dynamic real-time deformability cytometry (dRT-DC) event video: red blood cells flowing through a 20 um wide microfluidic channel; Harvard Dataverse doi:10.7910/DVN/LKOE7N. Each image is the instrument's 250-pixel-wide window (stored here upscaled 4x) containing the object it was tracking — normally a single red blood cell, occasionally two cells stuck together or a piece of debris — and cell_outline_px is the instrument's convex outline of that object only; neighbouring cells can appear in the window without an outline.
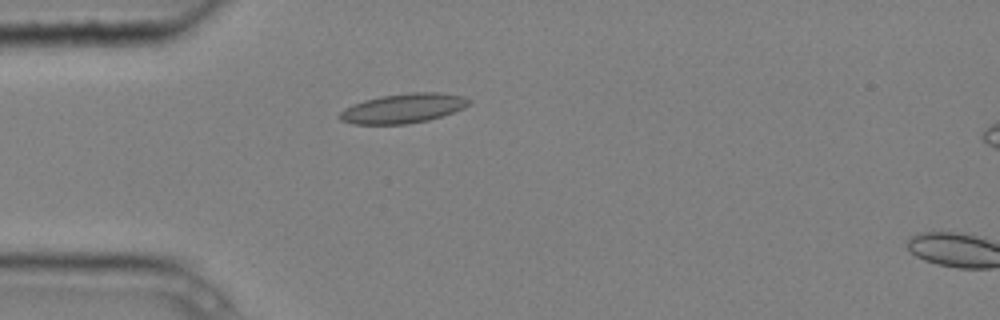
{"species": "common noctule bat (a hibernating species)", "species_latin": "Nyctalus noctula", "temperature_condition": "cold", "stored_images_in_passage": 5, "camera_frame_rate_fps": 3000, "um_per_image_px": 0.085, "animal": {"sex": "male", "body_mass_g": 20.4}, "frame": {"image": 1, "passage_image": 4, "time_ms": 1.0, "image_size_px": [1000, 320], "cell_outline_px": [[472, 104], [464, 108], [428, 120], [408, 124], [352, 124], [340, 120], [336, 116], [344, 108], [352, 104], [364, 100], [380, 96], [408, 92], [436, 92], [464, 96], [472, 100]], "centroid_in_image_um": [34.25, 9.2], "position_along_channel_um": 50.7, "area_um2": 22.48}}